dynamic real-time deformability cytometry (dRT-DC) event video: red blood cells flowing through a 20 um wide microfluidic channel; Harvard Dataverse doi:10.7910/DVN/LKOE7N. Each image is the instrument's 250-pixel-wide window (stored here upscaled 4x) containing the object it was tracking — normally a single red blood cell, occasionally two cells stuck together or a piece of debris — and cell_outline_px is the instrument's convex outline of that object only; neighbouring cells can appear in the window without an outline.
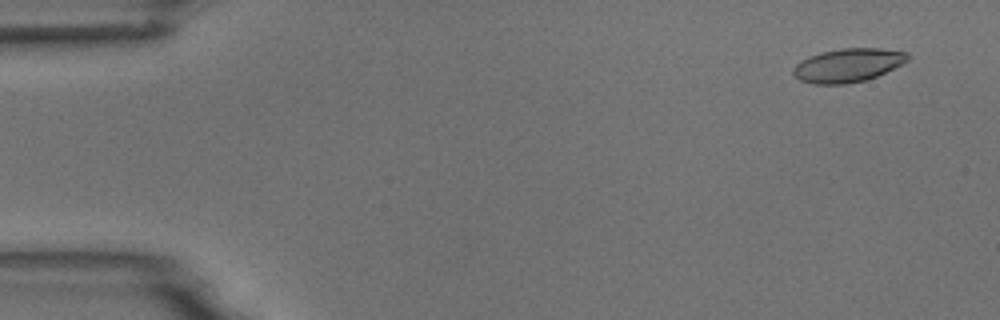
{"species": "common noctule bat (a hibernating species)", "species_latin": "Nyctalus noctula", "temperature_condition": "room temperature", "stored_images_in_passage": 10, "camera_frame_rate_fps": 3000, "um_per_image_px": 0.085, "animal": {"sex": "male", "body_mass_g": 18.8}, "frame": {"image": 1, "passage_image": 1, "time_ms": 0.0, "image_size_px": [1000, 320], "cell_outline_px": [[908, 60], [876, 76], [864, 80], [844, 84], [816, 84], [800, 80], [792, 72], [792, 68], [800, 60], [808, 56], [820, 52], [840, 48], [880, 48], [908, 52]], "centroid_in_image_um": [72.02, 5.53], "position_along_channel_um": 13.0, "area_um2": 22.25}}
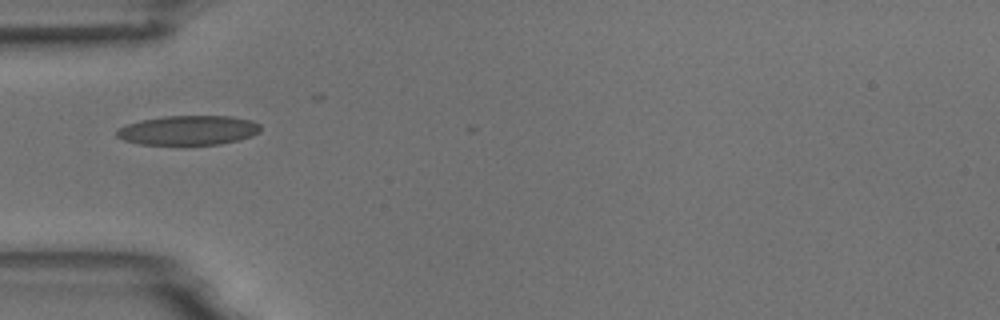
{"frame": {"image": 2, "passage_image": 5, "time_ms": 4.667, "image_size_px": [1000, 320], "cell_outline_px": [[260, 132], [252, 136], [240, 140], [220, 144], [140, 144], [124, 140], [116, 136], [116, 132], [120, 128], [128, 124], [140, 120], [164, 116], [232, 116], [252, 120], [260, 124]], "centroid_in_image_um": [16.05, 11.06], "position_along_channel_um": 68.9, "area_um2": 24.68}}
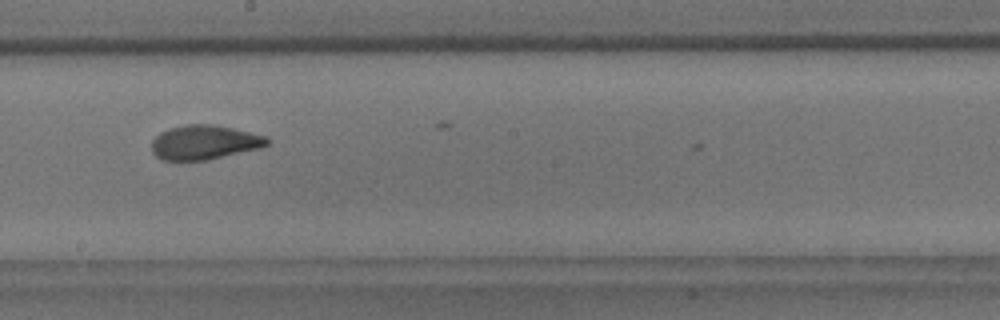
{"frame": {"image": 3, "passage_image": 9, "time_ms": 9.0, "image_size_px": [1000, 320], "cell_outline_px": [[268, 144], [260, 148], [208, 160], [160, 160], [152, 152], [152, 140], [160, 132], [168, 128], [188, 124], [212, 124], [232, 128], [268, 136]], "centroid_in_image_um": [17.36, 12.1], "position_along_channel_um": 230.8, "area_um2": 23.18}}